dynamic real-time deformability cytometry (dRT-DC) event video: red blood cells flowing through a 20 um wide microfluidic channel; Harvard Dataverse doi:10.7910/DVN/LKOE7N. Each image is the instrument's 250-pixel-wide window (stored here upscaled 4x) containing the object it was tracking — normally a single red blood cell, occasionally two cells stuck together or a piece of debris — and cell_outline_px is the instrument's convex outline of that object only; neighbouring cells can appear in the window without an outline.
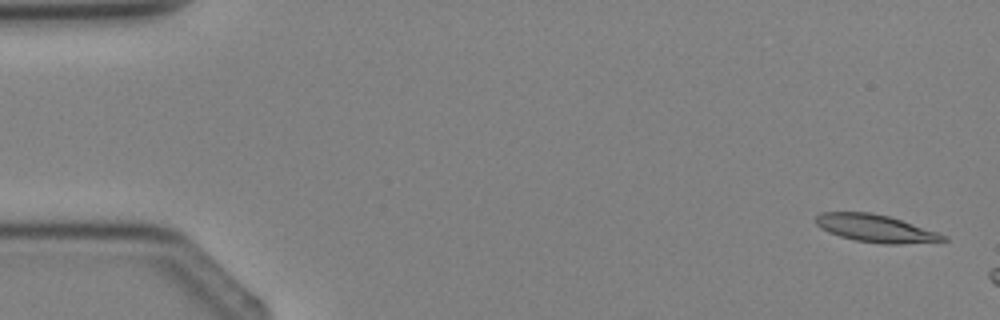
{"species": "Egyptian fruit bat (a non-hibernating species)", "species_latin": "Rousettus aegyptiacus", "temperature_condition": "cold", "stored_images_in_passage": 2, "camera_frame_rate_fps": 3000, "um_per_image_px": 0.085, "animal": {"sex": "female"}, "frame": {"image": 1, "passage_image": 1, "time_ms": 0.0, "image_size_px": [1000, 320], "cell_outline_px": [[948, 240], [900, 244], [884, 244], [856, 240], [840, 236], [828, 232], [820, 228], [816, 224], [816, 216], [820, 212], [872, 212], [888, 216], [948, 236]], "centroid_in_image_um": [74.38, 19.41], "position_along_channel_um": 10.6, "area_um2": 20.17}}